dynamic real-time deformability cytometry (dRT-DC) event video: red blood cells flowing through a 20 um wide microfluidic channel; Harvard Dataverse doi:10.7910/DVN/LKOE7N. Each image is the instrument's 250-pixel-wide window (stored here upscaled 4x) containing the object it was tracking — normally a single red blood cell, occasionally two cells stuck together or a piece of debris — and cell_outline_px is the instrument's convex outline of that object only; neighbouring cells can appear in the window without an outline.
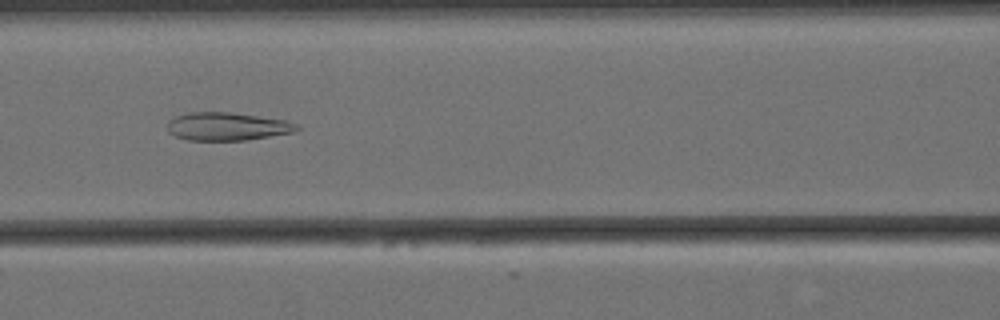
{"species": "Egyptian fruit bat (a non-hibernating species)", "species_latin": "Rousettus aegyptiacus", "temperature_condition": "cold", "stored_images_in_passage": 57, "camera_frame_rate_fps": 3000, "um_per_image_px": 0.085, "animal": {"sex": "female"}, "frame": {"image": 1, "passage_image": 23, "time_ms": 7.333, "image_size_px": [1000, 320], "cell_outline_px": [[300, 128], [292, 132], [244, 140], [188, 140], [176, 136], [168, 132], [168, 120], [176, 116], [188, 112], [228, 112], [284, 120], [296, 124]], "centroid_in_image_um": [19.25, 10.74], "position_along_channel_um": 147.4, "area_um2": 20.81}}
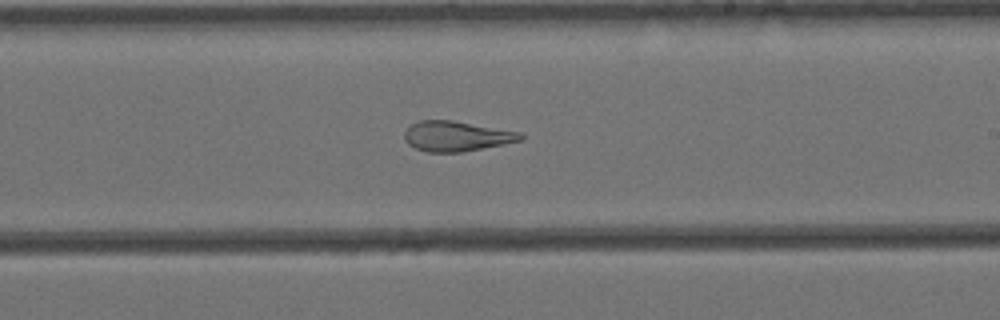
{"frame": {"image": 2, "passage_image": 32, "time_ms": 10.333, "image_size_px": [1000, 320], "cell_outline_px": [[524, 140], [460, 152], [428, 152], [416, 148], [408, 144], [404, 140], [404, 132], [412, 124], [420, 120], [452, 120], [524, 132]], "centroid_in_image_um": [38.84, 11.56], "position_along_channel_um": 250.2, "area_um2": 20.46}}
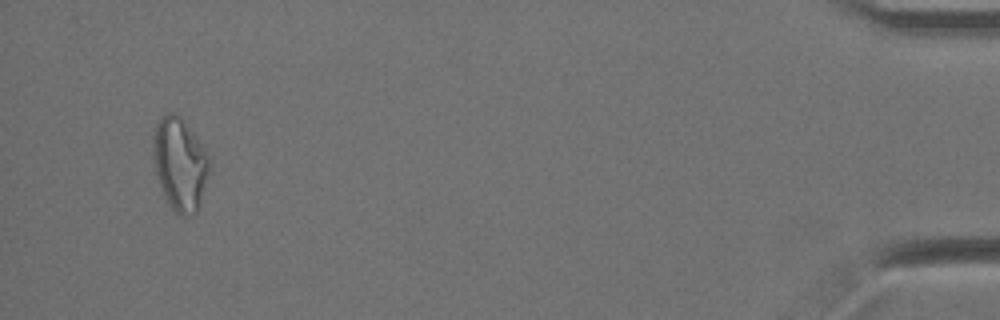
{"frame": {"image": 3, "passage_image": 54, "time_ms": 17.667, "image_size_px": [1000, 320], "cell_outline_px": [[208, 172], [196, 212], [184, 216], [180, 216], [172, 208], [160, 184], [156, 172], [152, 144], [152, 140], [156, 124], [160, 116], [168, 112], [172, 112], [180, 116], [208, 156]], "centroid_in_image_um": [15.24, 13.9], "position_along_channel_um": 420.0, "area_um2": 29.19}, "authors_computed_cell_mechanics": {"area_um2": 25.4898, "velocity_mm_per_s": 3.445, "shape_relaxation_time_tau1_ms": null, "shape_relaxation_time_tau2_ms": 2.9729, "deformation_change_tau1": null, "deformation_change_tau2": 0.1194}}